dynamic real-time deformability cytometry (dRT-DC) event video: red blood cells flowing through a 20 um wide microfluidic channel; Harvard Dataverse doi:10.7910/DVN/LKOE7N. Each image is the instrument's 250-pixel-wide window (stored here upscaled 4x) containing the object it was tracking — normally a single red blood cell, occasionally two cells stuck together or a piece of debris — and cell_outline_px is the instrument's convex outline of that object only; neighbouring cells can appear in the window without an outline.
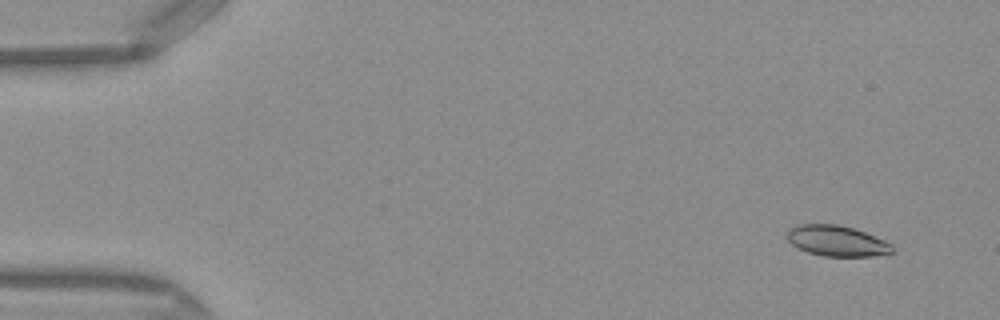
{"species": "Egyptian fruit bat (a non-hibernating species)", "species_latin": "Rousettus aegyptiacus", "temperature_condition": "warm", "stored_images_in_passage": 49, "camera_frame_rate_fps": 3000, "um_per_image_px": 0.085, "frame": {"image": 1, "passage_image": 3, "time_ms": 0.667, "image_size_px": [1000, 320], "cell_outline_px": [[896, 252], [872, 256], [824, 256], [808, 252], [792, 244], [788, 240], [788, 232], [796, 224], [836, 224], [852, 228], [864, 232], [884, 240], [892, 244]], "centroid_in_image_um": [71.17, 20.48], "position_along_channel_um": 13.8, "area_um2": 18.61}}
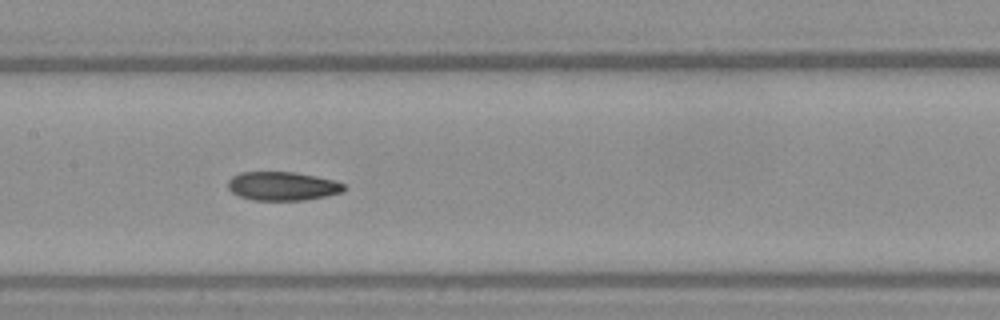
{"frame": {"image": 2, "passage_image": 24, "time_ms": 7.667, "image_size_px": [1000, 320], "cell_outline_px": [[344, 192], [304, 200], [252, 200], [240, 196], [232, 192], [228, 188], [228, 180], [232, 176], [240, 172], [292, 172], [316, 176], [332, 180], [344, 184]], "centroid_in_image_um": [23.98, 15.82], "position_along_channel_um": 183.4, "area_um2": 19.31}}
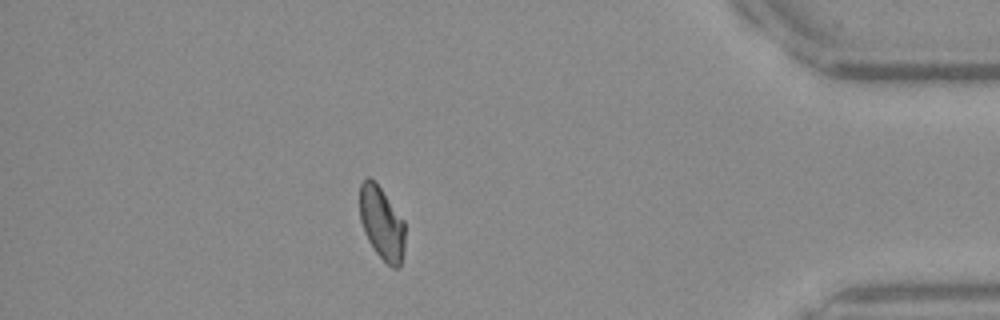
{"frame": {"image": 3, "passage_image": 43, "time_ms": 14.0, "image_size_px": [1000, 320], "cell_outline_px": [[404, 252], [400, 268], [392, 268], [376, 252], [368, 240], [364, 232], [360, 220], [360, 184], [368, 176], [380, 188], [404, 220]], "centroid_in_image_um": [32.45, 19.01], "position_along_channel_um": 402.7, "area_um2": 19.07}, "authors_computed_cell_mechanics": {"area_um2": 19.652, "velocity_mm_per_s": 4.1229, "shape_relaxation_time_tau1_ms": null, "shape_relaxation_time_tau2_ms": 3.5775, "deformation_change_tau1": null, "deformation_change_tau2": 0.0852}}